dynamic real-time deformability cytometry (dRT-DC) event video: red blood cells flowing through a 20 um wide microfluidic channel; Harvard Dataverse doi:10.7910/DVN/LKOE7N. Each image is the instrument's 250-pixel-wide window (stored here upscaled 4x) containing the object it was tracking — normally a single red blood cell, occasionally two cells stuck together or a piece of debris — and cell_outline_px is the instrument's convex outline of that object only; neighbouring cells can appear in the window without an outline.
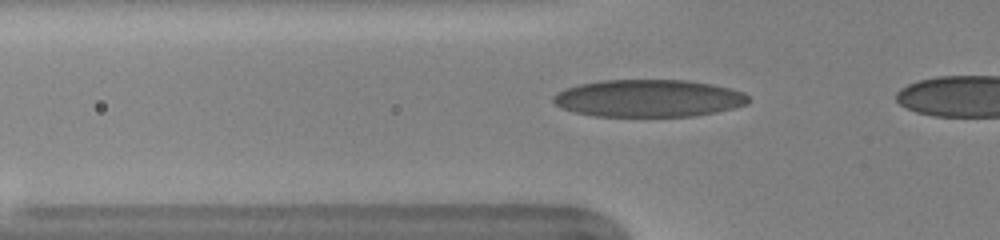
{"species": "human", "species_latin": "Homo sapiens", "temperature_condition": "warm", "stored_images_in_passage": 9, "camera_frame_rate_fps": 3000, "um_per_image_px": 0.085, "donor": {"sex": "female"}, "frame": {"image": 1, "passage_image": 3, "time_ms": 0.667, "image_size_px": [1000, 240], "cell_outline_px": [[748, 104], [716, 112], [692, 116], [592, 116], [572, 112], [560, 108], [552, 100], [552, 96], [556, 92], [564, 88], [580, 84], [600, 80], [688, 80], [712, 84], [744, 92], [748, 96]], "centroid_in_image_um": [55.07, 8.35], "position_along_channel_um": 70.7, "area_um2": 42.71}}